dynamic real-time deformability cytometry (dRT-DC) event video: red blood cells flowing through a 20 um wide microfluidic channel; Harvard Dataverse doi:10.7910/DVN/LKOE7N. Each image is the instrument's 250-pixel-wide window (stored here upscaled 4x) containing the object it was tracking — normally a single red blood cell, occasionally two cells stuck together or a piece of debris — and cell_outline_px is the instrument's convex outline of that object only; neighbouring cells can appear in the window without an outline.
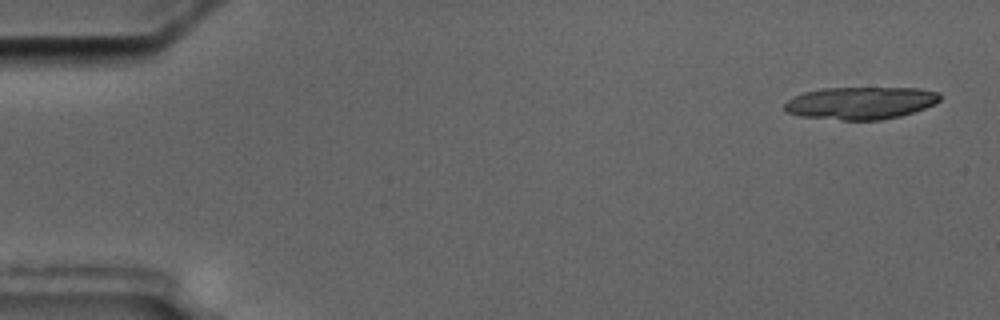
{"species": "common noctule bat (a hibernating species)", "species_latin": "Nyctalus noctula", "temperature_condition": "cold", "stored_images_in_passage": 14, "segment_of_instrument_passage": [1, 2], "camera_frame_rate_fps": 3000, "um_per_image_px": 0.085, "animal": {"sex": "male", "body_mass_g": 17.5, "forearm_length_mm": 52.3}, "frame": {"image": 1, "passage_image": 1, "time_ms": 0.0, "image_size_px": [1000, 320], "cell_outline_px": [[940, 100], [924, 108], [900, 116], [880, 120], [840, 120], [800, 116], [784, 112], [784, 104], [788, 100], [804, 92], [824, 88], [920, 88], [940, 92]], "centroid_in_image_um": [73.13, 8.75], "position_along_channel_um": 11.9, "area_um2": 29.36}}